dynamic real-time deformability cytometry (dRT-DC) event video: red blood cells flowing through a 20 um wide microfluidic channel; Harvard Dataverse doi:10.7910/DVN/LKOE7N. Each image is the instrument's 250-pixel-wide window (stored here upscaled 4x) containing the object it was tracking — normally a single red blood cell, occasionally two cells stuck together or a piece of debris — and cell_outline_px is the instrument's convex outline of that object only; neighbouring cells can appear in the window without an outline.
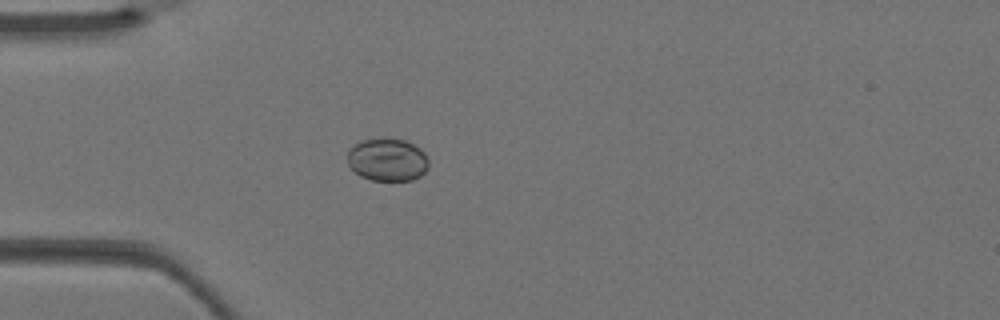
{"species": "Egyptian fruit bat (a non-hibernating species)", "species_latin": "Rousettus aegyptiacus", "temperature_condition": "warm", "stored_images_in_passage": 1, "camera_frame_rate_fps": 3000, "um_per_image_px": 0.085, "animal": {"sex": "female"}, "frame": {"image": 1, "passage_image": 1, "time_ms": 0.0, "image_size_px": [1000, 320], "cell_outline_px": [[428, 168], [420, 176], [412, 180], [372, 180], [360, 176], [348, 164], [348, 148], [360, 140], [380, 136], [384, 136], [404, 140], [420, 148], [424, 152], [428, 160]], "centroid_in_image_um": [32.91, 13.53], "position_along_channel_um": 52.1, "area_um2": 20.63}}